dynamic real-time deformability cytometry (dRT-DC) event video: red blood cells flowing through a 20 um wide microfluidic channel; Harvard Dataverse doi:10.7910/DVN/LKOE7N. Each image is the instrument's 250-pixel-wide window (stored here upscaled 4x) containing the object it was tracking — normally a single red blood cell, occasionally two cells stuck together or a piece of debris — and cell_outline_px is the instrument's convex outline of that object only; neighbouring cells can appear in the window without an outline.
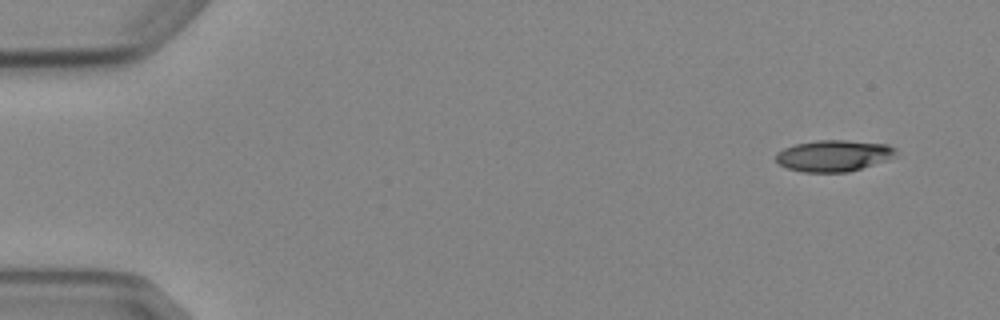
{"species": "Egyptian fruit bat (a non-hibernating species)", "species_latin": "Rousettus aegyptiacus", "temperature_condition": "cold", "stored_images_in_passage": 6, "camera_frame_rate_fps": 3000, "um_per_image_px": 0.085, "animal": {"sex": "female"}, "frame": {"image": 1, "passage_image": 1, "time_ms": 0.0, "image_size_px": [1000, 320], "cell_outline_px": [[896, 152], [888, 160], [848, 172], [804, 172], [788, 168], [780, 164], [776, 160], [776, 152], [784, 148], [796, 144], [816, 140], [848, 140], [888, 144], [896, 148]], "centroid_in_image_um": [70.87, 13.23], "position_along_channel_um": 14.1, "area_um2": 21.91}}
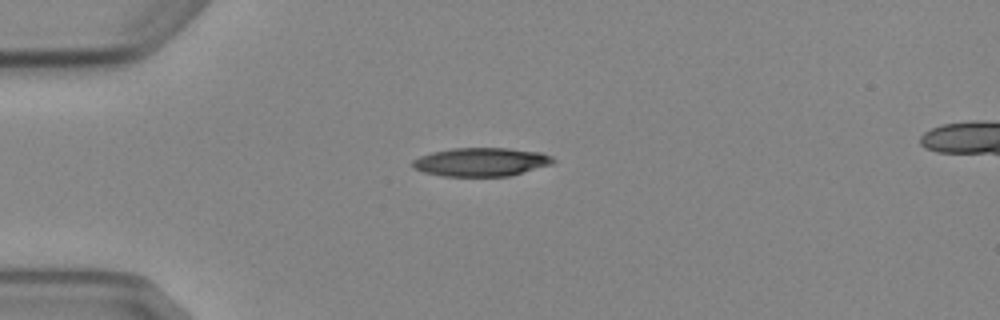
{"frame": {"image": 2, "passage_image": 4, "time_ms": 3.333, "image_size_px": [1000, 320], "cell_outline_px": [[556, 160], [552, 164], [508, 176], [444, 176], [424, 172], [412, 168], [412, 160], [420, 156], [432, 152], [452, 148], [508, 148], [540, 152], [552, 156]], "centroid_in_image_um": [40.88, 13.76], "position_along_channel_um": 44.1, "area_um2": 23.35}}
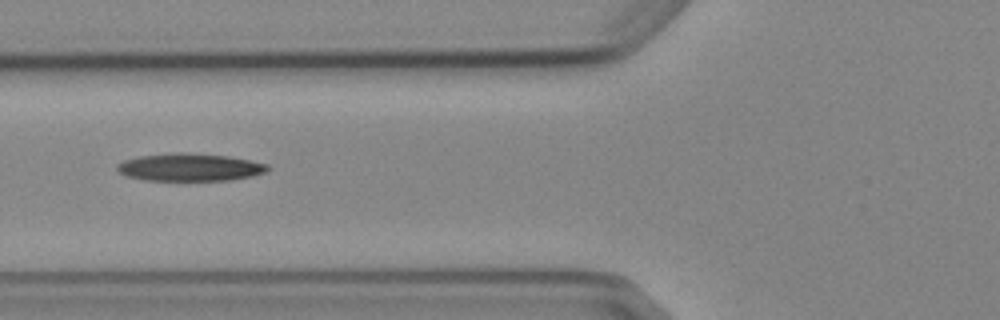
{"frame": {"image": 3, "passage_image": 6, "time_ms": 5.667, "image_size_px": [1000, 320], "cell_outline_px": [[272, 168], [264, 172], [252, 176], [228, 180], [144, 180], [128, 176], [120, 172], [116, 168], [116, 164], [124, 160], [140, 156], [180, 152], [184, 152], [228, 156], [268, 164]], "centroid_in_image_um": [16.14, 14.21], "position_along_channel_um": 109.7, "area_um2": 24.04}}